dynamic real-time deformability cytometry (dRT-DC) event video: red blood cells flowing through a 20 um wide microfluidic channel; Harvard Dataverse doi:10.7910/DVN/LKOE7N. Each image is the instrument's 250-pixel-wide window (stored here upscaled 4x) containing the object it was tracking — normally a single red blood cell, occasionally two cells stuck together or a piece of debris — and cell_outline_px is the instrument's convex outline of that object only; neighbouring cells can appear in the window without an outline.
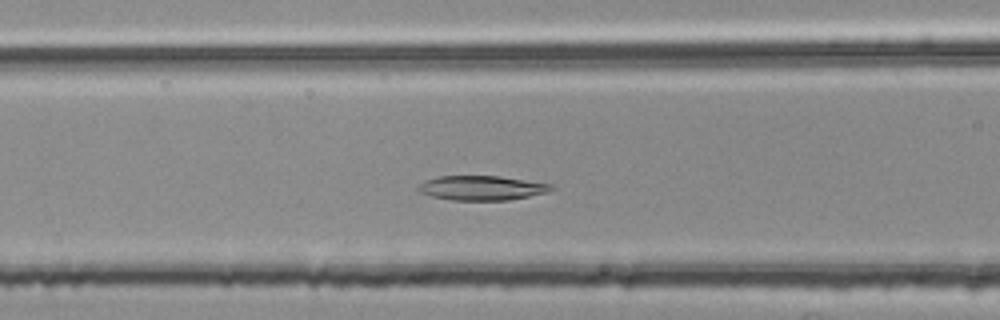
{"species": "common noctule bat (a hibernating species)", "species_latin": "Nyctalus noctula", "temperature_condition": "room temperature", "stored_images_in_passage": 47, "camera_frame_rate_fps": 3000, "um_per_image_px": 0.085, "animal": {"sex": "female", "body_mass_g": 25.1}, "frame": {"image": 1, "passage_image": 18, "time_ms": 5.667, "image_size_px": [1000, 320], "cell_outline_px": [[552, 188], [548, 192], [508, 200], [452, 200], [432, 196], [416, 192], [416, 188], [424, 180], [436, 176], [500, 176], [552, 184]], "centroid_in_image_um": [40.88, 15.97], "position_along_channel_um": 125.7, "area_um2": 19.02}}
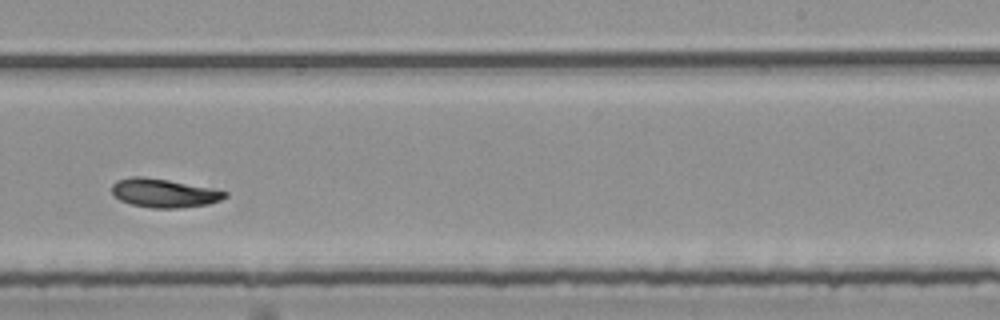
{"frame": {"image": 2, "passage_image": 30, "time_ms": 9.667, "image_size_px": [1000, 320], "cell_outline_px": [[228, 196], [220, 200], [208, 204], [176, 208], [152, 208], [132, 204], [120, 200], [112, 196], [112, 184], [116, 180], [132, 176], [140, 176], [168, 180], [216, 188], [228, 192]], "centroid_in_image_um": [13.94, 16.4], "position_along_channel_um": 275.1, "area_um2": 19.07}}
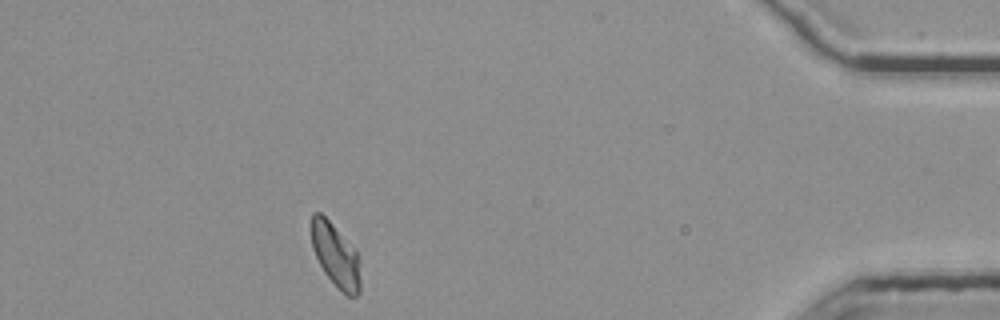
{"frame": {"image": 3, "passage_image": 45, "time_ms": 14.667, "image_size_px": [1000, 320], "cell_outline_px": [[360, 292], [356, 296], [348, 296], [324, 272], [312, 248], [312, 212], [320, 212], [356, 248], [360, 256]], "centroid_in_image_um": [28.57, 21.68], "position_along_channel_um": 406.6, "area_um2": 18.03}, "authors_computed_cell_mechanics": {"area_um2": 19.0162, "velocity_mm_per_s": 3.7457, "shape_relaxation_time_tau1_ms": null, "shape_relaxation_time_tau2_ms": 6.1341, "deformation_change_tau1": null, "deformation_change_tau2": 0.0623}}